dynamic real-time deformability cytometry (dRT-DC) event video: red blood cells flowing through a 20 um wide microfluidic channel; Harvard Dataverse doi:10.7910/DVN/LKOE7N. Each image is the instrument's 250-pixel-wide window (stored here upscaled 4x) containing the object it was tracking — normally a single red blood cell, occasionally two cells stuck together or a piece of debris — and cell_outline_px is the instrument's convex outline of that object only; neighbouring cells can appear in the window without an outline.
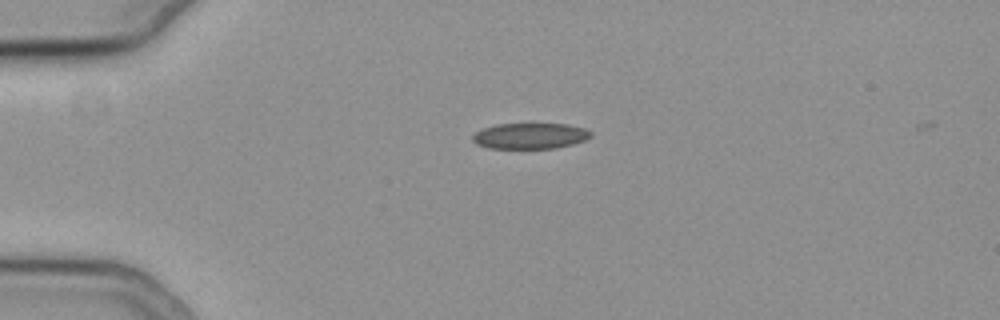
{"species": "common noctule bat (a hibernating species)", "species_latin": "Nyctalus noctula", "temperature_condition": "cold", "stored_images_in_passage": 3, "camera_frame_rate_fps": 3000, "um_per_image_px": 0.085, "animal": {"sex": "female", "body_mass_g": 19.3, "forearm_length_mm": 54.1}, "frame": {"image": 1, "passage_image": 2, "time_ms": 0.333, "image_size_px": [1000, 320], "cell_outline_px": [[592, 136], [584, 140], [572, 144], [556, 148], [488, 148], [476, 144], [472, 140], [472, 136], [476, 132], [484, 128], [496, 124], [568, 124], [584, 128], [592, 132]], "centroid_in_image_um": [45.06, 11.55], "position_along_channel_um": 39.9, "area_um2": 17.74}}